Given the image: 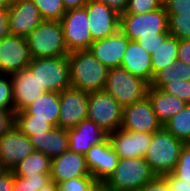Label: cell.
<instances>
[{"instance_id": "cell-44", "label": "cell", "mask_w": 190, "mask_h": 191, "mask_svg": "<svg viewBox=\"0 0 190 191\" xmlns=\"http://www.w3.org/2000/svg\"><path fill=\"white\" fill-rule=\"evenodd\" d=\"M14 173L13 170H5L0 174V191H13Z\"/></svg>"}, {"instance_id": "cell-3", "label": "cell", "mask_w": 190, "mask_h": 191, "mask_svg": "<svg viewBox=\"0 0 190 191\" xmlns=\"http://www.w3.org/2000/svg\"><path fill=\"white\" fill-rule=\"evenodd\" d=\"M155 176L144 157L119 158L114 173L101 187L106 191H138Z\"/></svg>"}, {"instance_id": "cell-52", "label": "cell", "mask_w": 190, "mask_h": 191, "mask_svg": "<svg viewBox=\"0 0 190 191\" xmlns=\"http://www.w3.org/2000/svg\"><path fill=\"white\" fill-rule=\"evenodd\" d=\"M98 191H106L103 187H100Z\"/></svg>"}, {"instance_id": "cell-17", "label": "cell", "mask_w": 190, "mask_h": 191, "mask_svg": "<svg viewBox=\"0 0 190 191\" xmlns=\"http://www.w3.org/2000/svg\"><path fill=\"white\" fill-rule=\"evenodd\" d=\"M109 141L120 159L144 157L152 133L127 131L120 128L108 134Z\"/></svg>"}, {"instance_id": "cell-14", "label": "cell", "mask_w": 190, "mask_h": 191, "mask_svg": "<svg viewBox=\"0 0 190 191\" xmlns=\"http://www.w3.org/2000/svg\"><path fill=\"white\" fill-rule=\"evenodd\" d=\"M34 151L30 138L15 125L0 137V160L7 170H12Z\"/></svg>"}, {"instance_id": "cell-11", "label": "cell", "mask_w": 190, "mask_h": 191, "mask_svg": "<svg viewBox=\"0 0 190 191\" xmlns=\"http://www.w3.org/2000/svg\"><path fill=\"white\" fill-rule=\"evenodd\" d=\"M89 93L69 87L60 92L58 127L72 129L87 119Z\"/></svg>"}, {"instance_id": "cell-28", "label": "cell", "mask_w": 190, "mask_h": 191, "mask_svg": "<svg viewBox=\"0 0 190 191\" xmlns=\"http://www.w3.org/2000/svg\"><path fill=\"white\" fill-rule=\"evenodd\" d=\"M185 80L190 81V64L176 61L166 68L158 71L150 83V87L161 89L170 81Z\"/></svg>"}, {"instance_id": "cell-23", "label": "cell", "mask_w": 190, "mask_h": 191, "mask_svg": "<svg viewBox=\"0 0 190 191\" xmlns=\"http://www.w3.org/2000/svg\"><path fill=\"white\" fill-rule=\"evenodd\" d=\"M29 138L34 150L43 153L50 159L69 150L68 130L58 126L40 134H33Z\"/></svg>"}, {"instance_id": "cell-34", "label": "cell", "mask_w": 190, "mask_h": 191, "mask_svg": "<svg viewBox=\"0 0 190 191\" xmlns=\"http://www.w3.org/2000/svg\"><path fill=\"white\" fill-rule=\"evenodd\" d=\"M59 191H97L101 185L92 176H82L58 184Z\"/></svg>"}, {"instance_id": "cell-7", "label": "cell", "mask_w": 190, "mask_h": 191, "mask_svg": "<svg viewBox=\"0 0 190 191\" xmlns=\"http://www.w3.org/2000/svg\"><path fill=\"white\" fill-rule=\"evenodd\" d=\"M119 30L131 41L139 37L156 36V33H169L168 13L162 5L155 11L144 14H121Z\"/></svg>"}, {"instance_id": "cell-30", "label": "cell", "mask_w": 190, "mask_h": 191, "mask_svg": "<svg viewBox=\"0 0 190 191\" xmlns=\"http://www.w3.org/2000/svg\"><path fill=\"white\" fill-rule=\"evenodd\" d=\"M14 125L28 137L53 128L46 120L31 119L23 110L14 114Z\"/></svg>"}, {"instance_id": "cell-6", "label": "cell", "mask_w": 190, "mask_h": 191, "mask_svg": "<svg viewBox=\"0 0 190 191\" xmlns=\"http://www.w3.org/2000/svg\"><path fill=\"white\" fill-rule=\"evenodd\" d=\"M28 67L37 75L46 92L60 93L71 87L68 55L33 58Z\"/></svg>"}, {"instance_id": "cell-8", "label": "cell", "mask_w": 190, "mask_h": 191, "mask_svg": "<svg viewBox=\"0 0 190 191\" xmlns=\"http://www.w3.org/2000/svg\"><path fill=\"white\" fill-rule=\"evenodd\" d=\"M123 107L107 92L89 93L87 118L108 134L121 128Z\"/></svg>"}, {"instance_id": "cell-50", "label": "cell", "mask_w": 190, "mask_h": 191, "mask_svg": "<svg viewBox=\"0 0 190 191\" xmlns=\"http://www.w3.org/2000/svg\"><path fill=\"white\" fill-rule=\"evenodd\" d=\"M12 0H0V10L8 9L11 6Z\"/></svg>"}, {"instance_id": "cell-46", "label": "cell", "mask_w": 190, "mask_h": 191, "mask_svg": "<svg viewBox=\"0 0 190 191\" xmlns=\"http://www.w3.org/2000/svg\"><path fill=\"white\" fill-rule=\"evenodd\" d=\"M104 3L111 9L115 10L118 14H123L127 8L128 0H97Z\"/></svg>"}, {"instance_id": "cell-22", "label": "cell", "mask_w": 190, "mask_h": 191, "mask_svg": "<svg viewBox=\"0 0 190 191\" xmlns=\"http://www.w3.org/2000/svg\"><path fill=\"white\" fill-rule=\"evenodd\" d=\"M120 67L145 80L149 85L153 80L151 54L137 41H129Z\"/></svg>"}, {"instance_id": "cell-35", "label": "cell", "mask_w": 190, "mask_h": 191, "mask_svg": "<svg viewBox=\"0 0 190 191\" xmlns=\"http://www.w3.org/2000/svg\"><path fill=\"white\" fill-rule=\"evenodd\" d=\"M0 109L15 114L11 76L0 74Z\"/></svg>"}, {"instance_id": "cell-48", "label": "cell", "mask_w": 190, "mask_h": 191, "mask_svg": "<svg viewBox=\"0 0 190 191\" xmlns=\"http://www.w3.org/2000/svg\"><path fill=\"white\" fill-rule=\"evenodd\" d=\"M66 10L83 8L88 0H62Z\"/></svg>"}, {"instance_id": "cell-2", "label": "cell", "mask_w": 190, "mask_h": 191, "mask_svg": "<svg viewBox=\"0 0 190 191\" xmlns=\"http://www.w3.org/2000/svg\"><path fill=\"white\" fill-rule=\"evenodd\" d=\"M185 143L175 138L164 127L152 133L151 142L144 155L156 176L172 173Z\"/></svg>"}, {"instance_id": "cell-4", "label": "cell", "mask_w": 190, "mask_h": 191, "mask_svg": "<svg viewBox=\"0 0 190 191\" xmlns=\"http://www.w3.org/2000/svg\"><path fill=\"white\" fill-rule=\"evenodd\" d=\"M33 58L67 56L63 28L60 21L43 20L26 36Z\"/></svg>"}, {"instance_id": "cell-16", "label": "cell", "mask_w": 190, "mask_h": 191, "mask_svg": "<svg viewBox=\"0 0 190 191\" xmlns=\"http://www.w3.org/2000/svg\"><path fill=\"white\" fill-rule=\"evenodd\" d=\"M7 10L11 35L26 37L43 21L39 9L32 0H12Z\"/></svg>"}, {"instance_id": "cell-13", "label": "cell", "mask_w": 190, "mask_h": 191, "mask_svg": "<svg viewBox=\"0 0 190 191\" xmlns=\"http://www.w3.org/2000/svg\"><path fill=\"white\" fill-rule=\"evenodd\" d=\"M88 16L92 41L104 39L119 30L120 14L97 0H88L84 6Z\"/></svg>"}, {"instance_id": "cell-29", "label": "cell", "mask_w": 190, "mask_h": 191, "mask_svg": "<svg viewBox=\"0 0 190 191\" xmlns=\"http://www.w3.org/2000/svg\"><path fill=\"white\" fill-rule=\"evenodd\" d=\"M163 127L175 138L190 143V104L186 106L175 116L171 117Z\"/></svg>"}, {"instance_id": "cell-33", "label": "cell", "mask_w": 190, "mask_h": 191, "mask_svg": "<svg viewBox=\"0 0 190 191\" xmlns=\"http://www.w3.org/2000/svg\"><path fill=\"white\" fill-rule=\"evenodd\" d=\"M168 31L179 40H190V14L168 15Z\"/></svg>"}, {"instance_id": "cell-43", "label": "cell", "mask_w": 190, "mask_h": 191, "mask_svg": "<svg viewBox=\"0 0 190 191\" xmlns=\"http://www.w3.org/2000/svg\"><path fill=\"white\" fill-rule=\"evenodd\" d=\"M14 125V114L0 109V137Z\"/></svg>"}, {"instance_id": "cell-41", "label": "cell", "mask_w": 190, "mask_h": 191, "mask_svg": "<svg viewBox=\"0 0 190 191\" xmlns=\"http://www.w3.org/2000/svg\"><path fill=\"white\" fill-rule=\"evenodd\" d=\"M138 191H171L163 176H155L151 181L145 183Z\"/></svg>"}, {"instance_id": "cell-12", "label": "cell", "mask_w": 190, "mask_h": 191, "mask_svg": "<svg viewBox=\"0 0 190 191\" xmlns=\"http://www.w3.org/2000/svg\"><path fill=\"white\" fill-rule=\"evenodd\" d=\"M162 127L147 96L123 107L121 128L127 131L153 133Z\"/></svg>"}, {"instance_id": "cell-31", "label": "cell", "mask_w": 190, "mask_h": 191, "mask_svg": "<svg viewBox=\"0 0 190 191\" xmlns=\"http://www.w3.org/2000/svg\"><path fill=\"white\" fill-rule=\"evenodd\" d=\"M51 174H39L34 176H15L13 191H39L51 182Z\"/></svg>"}, {"instance_id": "cell-38", "label": "cell", "mask_w": 190, "mask_h": 191, "mask_svg": "<svg viewBox=\"0 0 190 191\" xmlns=\"http://www.w3.org/2000/svg\"><path fill=\"white\" fill-rule=\"evenodd\" d=\"M161 90L182 99L187 104H190V81H170L165 84Z\"/></svg>"}, {"instance_id": "cell-10", "label": "cell", "mask_w": 190, "mask_h": 191, "mask_svg": "<svg viewBox=\"0 0 190 191\" xmlns=\"http://www.w3.org/2000/svg\"><path fill=\"white\" fill-rule=\"evenodd\" d=\"M32 59L26 37L9 34L0 40V74L19 72L27 68Z\"/></svg>"}, {"instance_id": "cell-39", "label": "cell", "mask_w": 190, "mask_h": 191, "mask_svg": "<svg viewBox=\"0 0 190 191\" xmlns=\"http://www.w3.org/2000/svg\"><path fill=\"white\" fill-rule=\"evenodd\" d=\"M162 4L168 15L190 14V0H163Z\"/></svg>"}, {"instance_id": "cell-19", "label": "cell", "mask_w": 190, "mask_h": 191, "mask_svg": "<svg viewBox=\"0 0 190 191\" xmlns=\"http://www.w3.org/2000/svg\"><path fill=\"white\" fill-rule=\"evenodd\" d=\"M130 39L118 30L104 39L93 41L91 54L108 69L120 67Z\"/></svg>"}, {"instance_id": "cell-49", "label": "cell", "mask_w": 190, "mask_h": 191, "mask_svg": "<svg viewBox=\"0 0 190 191\" xmlns=\"http://www.w3.org/2000/svg\"><path fill=\"white\" fill-rule=\"evenodd\" d=\"M39 191H59V187L55 182L51 181Z\"/></svg>"}, {"instance_id": "cell-21", "label": "cell", "mask_w": 190, "mask_h": 191, "mask_svg": "<svg viewBox=\"0 0 190 191\" xmlns=\"http://www.w3.org/2000/svg\"><path fill=\"white\" fill-rule=\"evenodd\" d=\"M68 136L69 150L85 155L93 145L104 142L108 133L87 118L76 127L68 129Z\"/></svg>"}, {"instance_id": "cell-27", "label": "cell", "mask_w": 190, "mask_h": 191, "mask_svg": "<svg viewBox=\"0 0 190 191\" xmlns=\"http://www.w3.org/2000/svg\"><path fill=\"white\" fill-rule=\"evenodd\" d=\"M12 170L15 176L51 174V159L41 152L34 151Z\"/></svg>"}, {"instance_id": "cell-45", "label": "cell", "mask_w": 190, "mask_h": 191, "mask_svg": "<svg viewBox=\"0 0 190 191\" xmlns=\"http://www.w3.org/2000/svg\"><path fill=\"white\" fill-rule=\"evenodd\" d=\"M177 60L190 64V40H179Z\"/></svg>"}, {"instance_id": "cell-9", "label": "cell", "mask_w": 190, "mask_h": 191, "mask_svg": "<svg viewBox=\"0 0 190 191\" xmlns=\"http://www.w3.org/2000/svg\"><path fill=\"white\" fill-rule=\"evenodd\" d=\"M60 23L69 52L89 49L93 41L89 30L87 12L84 7L66 10Z\"/></svg>"}, {"instance_id": "cell-42", "label": "cell", "mask_w": 190, "mask_h": 191, "mask_svg": "<svg viewBox=\"0 0 190 191\" xmlns=\"http://www.w3.org/2000/svg\"><path fill=\"white\" fill-rule=\"evenodd\" d=\"M163 177L166 179L171 191H190V182L178 179L173 173L165 174Z\"/></svg>"}, {"instance_id": "cell-40", "label": "cell", "mask_w": 190, "mask_h": 191, "mask_svg": "<svg viewBox=\"0 0 190 191\" xmlns=\"http://www.w3.org/2000/svg\"><path fill=\"white\" fill-rule=\"evenodd\" d=\"M169 35V33H156V36L149 37H139L136 41L141 45L142 48L153 54L157 47L161 45L164 39Z\"/></svg>"}, {"instance_id": "cell-18", "label": "cell", "mask_w": 190, "mask_h": 191, "mask_svg": "<svg viewBox=\"0 0 190 191\" xmlns=\"http://www.w3.org/2000/svg\"><path fill=\"white\" fill-rule=\"evenodd\" d=\"M13 89V104L15 113L24 110L46 90L41 87L36 73L29 67L10 75Z\"/></svg>"}, {"instance_id": "cell-32", "label": "cell", "mask_w": 190, "mask_h": 191, "mask_svg": "<svg viewBox=\"0 0 190 191\" xmlns=\"http://www.w3.org/2000/svg\"><path fill=\"white\" fill-rule=\"evenodd\" d=\"M43 20L60 21L66 12L62 0H32Z\"/></svg>"}, {"instance_id": "cell-5", "label": "cell", "mask_w": 190, "mask_h": 191, "mask_svg": "<svg viewBox=\"0 0 190 191\" xmlns=\"http://www.w3.org/2000/svg\"><path fill=\"white\" fill-rule=\"evenodd\" d=\"M149 84L129 73L122 67L108 69L104 91L112 95L122 106L143 100L147 96Z\"/></svg>"}, {"instance_id": "cell-36", "label": "cell", "mask_w": 190, "mask_h": 191, "mask_svg": "<svg viewBox=\"0 0 190 191\" xmlns=\"http://www.w3.org/2000/svg\"><path fill=\"white\" fill-rule=\"evenodd\" d=\"M172 173L178 179L190 182V143L182 147L179 160Z\"/></svg>"}, {"instance_id": "cell-1", "label": "cell", "mask_w": 190, "mask_h": 191, "mask_svg": "<svg viewBox=\"0 0 190 191\" xmlns=\"http://www.w3.org/2000/svg\"><path fill=\"white\" fill-rule=\"evenodd\" d=\"M68 62L71 87L87 93L104 90L108 68L89 50L71 51Z\"/></svg>"}, {"instance_id": "cell-20", "label": "cell", "mask_w": 190, "mask_h": 191, "mask_svg": "<svg viewBox=\"0 0 190 191\" xmlns=\"http://www.w3.org/2000/svg\"><path fill=\"white\" fill-rule=\"evenodd\" d=\"M51 181L57 185L63 181L82 177L91 176L85 155L67 150L60 156L51 159Z\"/></svg>"}, {"instance_id": "cell-26", "label": "cell", "mask_w": 190, "mask_h": 191, "mask_svg": "<svg viewBox=\"0 0 190 191\" xmlns=\"http://www.w3.org/2000/svg\"><path fill=\"white\" fill-rule=\"evenodd\" d=\"M178 46L179 39L175 36L168 35L163 43L157 47L155 52L151 54L153 78L158 71L177 61Z\"/></svg>"}, {"instance_id": "cell-24", "label": "cell", "mask_w": 190, "mask_h": 191, "mask_svg": "<svg viewBox=\"0 0 190 191\" xmlns=\"http://www.w3.org/2000/svg\"><path fill=\"white\" fill-rule=\"evenodd\" d=\"M31 119L48 121L53 127L58 126L60 114V93L45 92L23 110Z\"/></svg>"}, {"instance_id": "cell-51", "label": "cell", "mask_w": 190, "mask_h": 191, "mask_svg": "<svg viewBox=\"0 0 190 191\" xmlns=\"http://www.w3.org/2000/svg\"><path fill=\"white\" fill-rule=\"evenodd\" d=\"M6 169L3 167L1 160H0V174L5 171Z\"/></svg>"}, {"instance_id": "cell-15", "label": "cell", "mask_w": 190, "mask_h": 191, "mask_svg": "<svg viewBox=\"0 0 190 191\" xmlns=\"http://www.w3.org/2000/svg\"><path fill=\"white\" fill-rule=\"evenodd\" d=\"M85 159L91 176L102 186L114 173L119 157L107 138L93 145L85 154Z\"/></svg>"}, {"instance_id": "cell-47", "label": "cell", "mask_w": 190, "mask_h": 191, "mask_svg": "<svg viewBox=\"0 0 190 191\" xmlns=\"http://www.w3.org/2000/svg\"><path fill=\"white\" fill-rule=\"evenodd\" d=\"M9 33V25H8V10L1 9L0 10V40L4 37L8 36Z\"/></svg>"}, {"instance_id": "cell-25", "label": "cell", "mask_w": 190, "mask_h": 191, "mask_svg": "<svg viewBox=\"0 0 190 191\" xmlns=\"http://www.w3.org/2000/svg\"><path fill=\"white\" fill-rule=\"evenodd\" d=\"M147 97L152 104L153 111L162 125H164L171 117L179 113L187 104L174 95H170L159 88L150 86L147 91Z\"/></svg>"}, {"instance_id": "cell-37", "label": "cell", "mask_w": 190, "mask_h": 191, "mask_svg": "<svg viewBox=\"0 0 190 191\" xmlns=\"http://www.w3.org/2000/svg\"><path fill=\"white\" fill-rule=\"evenodd\" d=\"M163 0H128V5L123 14H144L160 8Z\"/></svg>"}]
</instances>
